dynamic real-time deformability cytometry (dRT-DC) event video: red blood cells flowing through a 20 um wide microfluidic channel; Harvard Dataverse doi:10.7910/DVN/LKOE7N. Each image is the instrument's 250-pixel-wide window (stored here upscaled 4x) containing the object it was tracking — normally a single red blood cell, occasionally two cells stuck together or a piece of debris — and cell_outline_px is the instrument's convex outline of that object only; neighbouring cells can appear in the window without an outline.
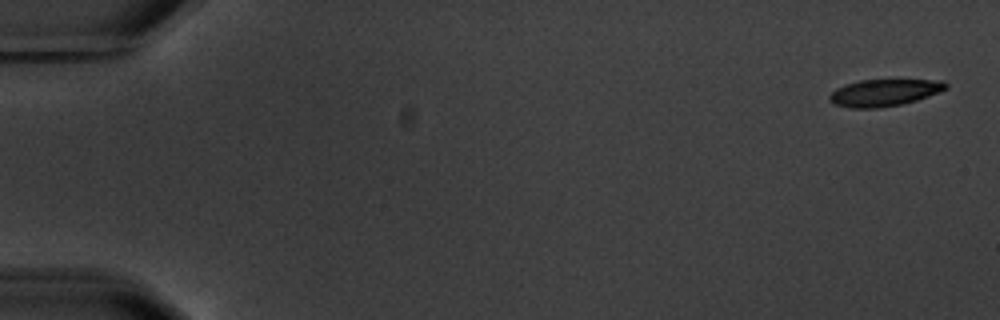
{"species": "common noctule bat (a hibernating species)", "species_latin": "Nyctalus noctula", "temperature_condition": "warm", "stored_images_in_passage": 6, "camera_frame_rate_fps": 3000, "um_per_image_px": 0.085, "animal": {"sex": "male", "body_mass_g": 20.1, "forearm_length_mm": 53.5}, "frame": {"image": 1, "passage_image": 1, "time_ms": 0.0, "image_size_px": [1000, 320], "cell_outline_px": [[948, 88], [928, 96], [916, 100], [900, 104], [880, 108], [848, 108], [832, 104], [828, 100], [828, 96], [836, 88], [844, 84], [860, 80], [944, 80], [948, 84]], "centroid_in_image_um": [75.11, 7.88], "position_along_channel_um": 9.9, "area_um2": 18.38}}
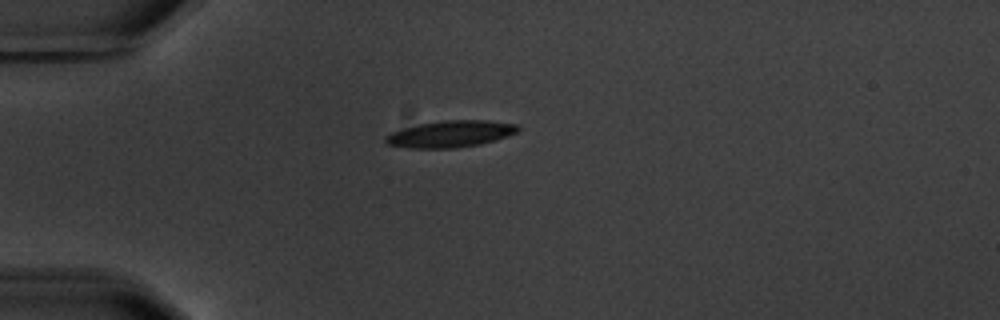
{"frame": {"image": 2, "passage_image": 5, "time_ms": 4.667, "image_size_px": [1000, 320], "cell_outline_px": [[520, 128], [516, 132], [508, 136], [496, 140], [480, 144], [456, 148], [408, 148], [388, 144], [384, 140], [384, 136], [392, 132], [404, 128], [420, 124], [444, 120], [484, 120], [516, 124]], "centroid_in_image_um": [38.29, 11.39], "position_along_channel_um": 46.7, "area_um2": 20.46}}